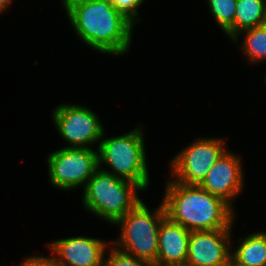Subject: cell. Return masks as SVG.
<instances>
[{"mask_svg": "<svg viewBox=\"0 0 266 266\" xmlns=\"http://www.w3.org/2000/svg\"><path fill=\"white\" fill-rule=\"evenodd\" d=\"M69 22L83 43L109 55H125L132 43L134 23L110 0H61Z\"/></svg>", "mask_w": 266, "mask_h": 266, "instance_id": "1", "label": "cell"}, {"mask_svg": "<svg viewBox=\"0 0 266 266\" xmlns=\"http://www.w3.org/2000/svg\"><path fill=\"white\" fill-rule=\"evenodd\" d=\"M163 205L166 216L192 231L232 229L235 210L218 196L199 185L168 180Z\"/></svg>", "mask_w": 266, "mask_h": 266, "instance_id": "2", "label": "cell"}, {"mask_svg": "<svg viewBox=\"0 0 266 266\" xmlns=\"http://www.w3.org/2000/svg\"><path fill=\"white\" fill-rule=\"evenodd\" d=\"M84 209L114 225L141 199L143 190L134 182L118 178L99 167L82 190Z\"/></svg>", "mask_w": 266, "mask_h": 266, "instance_id": "3", "label": "cell"}, {"mask_svg": "<svg viewBox=\"0 0 266 266\" xmlns=\"http://www.w3.org/2000/svg\"><path fill=\"white\" fill-rule=\"evenodd\" d=\"M143 127L137 128L120 136L106 138L105 131L97 145L99 167L106 168L118 178L126 179L137 184L142 190L149 186V168L147 167L146 145L144 144ZM105 138V139H104ZM145 145V146H144Z\"/></svg>", "mask_w": 266, "mask_h": 266, "instance_id": "4", "label": "cell"}, {"mask_svg": "<svg viewBox=\"0 0 266 266\" xmlns=\"http://www.w3.org/2000/svg\"><path fill=\"white\" fill-rule=\"evenodd\" d=\"M166 217L163 202L154 211L140 200L123 218L114 225L120 226L117 241H110L119 250L156 263L158 235L161 221Z\"/></svg>", "mask_w": 266, "mask_h": 266, "instance_id": "5", "label": "cell"}, {"mask_svg": "<svg viewBox=\"0 0 266 266\" xmlns=\"http://www.w3.org/2000/svg\"><path fill=\"white\" fill-rule=\"evenodd\" d=\"M49 181L62 191L85 187L99 168L98 150L62 147L46 159Z\"/></svg>", "mask_w": 266, "mask_h": 266, "instance_id": "6", "label": "cell"}, {"mask_svg": "<svg viewBox=\"0 0 266 266\" xmlns=\"http://www.w3.org/2000/svg\"><path fill=\"white\" fill-rule=\"evenodd\" d=\"M195 141V142H194ZM170 162L172 180L184 185H200L217 159L227 150L224 139L196 138Z\"/></svg>", "mask_w": 266, "mask_h": 266, "instance_id": "7", "label": "cell"}, {"mask_svg": "<svg viewBox=\"0 0 266 266\" xmlns=\"http://www.w3.org/2000/svg\"><path fill=\"white\" fill-rule=\"evenodd\" d=\"M55 128L68 148H90L100 142L104 128L98 115L89 107L59 104L52 112Z\"/></svg>", "mask_w": 266, "mask_h": 266, "instance_id": "8", "label": "cell"}, {"mask_svg": "<svg viewBox=\"0 0 266 266\" xmlns=\"http://www.w3.org/2000/svg\"><path fill=\"white\" fill-rule=\"evenodd\" d=\"M231 229L190 232L186 264L191 266H229Z\"/></svg>", "mask_w": 266, "mask_h": 266, "instance_id": "9", "label": "cell"}, {"mask_svg": "<svg viewBox=\"0 0 266 266\" xmlns=\"http://www.w3.org/2000/svg\"><path fill=\"white\" fill-rule=\"evenodd\" d=\"M243 172L240 156L226 150L210 168L199 186L210 194L220 197L233 208L232 201L244 188Z\"/></svg>", "mask_w": 266, "mask_h": 266, "instance_id": "10", "label": "cell"}, {"mask_svg": "<svg viewBox=\"0 0 266 266\" xmlns=\"http://www.w3.org/2000/svg\"><path fill=\"white\" fill-rule=\"evenodd\" d=\"M110 244L98 238L78 236L58 239L47 245L63 266H104V254Z\"/></svg>", "mask_w": 266, "mask_h": 266, "instance_id": "11", "label": "cell"}, {"mask_svg": "<svg viewBox=\"0 0 266 266\" xmlns=\"http://www.w3.org/2000/svg\"><path fill=\"white\" fill-rule=\"evenodd\" d=\"M190 231L171 221H161L158 235V256L155 266L186 264Z\"/></svg>", "mask_w": 266, "mask_h": 266, "instance_id": "12", "label": "cell"}, {"mask_svg": "<svg viewBox=\"0 0 266 266\" xmlns=\"http://www.w3.org/2000/svg\"><path fill=\"white\" fill-rule=\"evenodd\" d=\"M231 261L239 266H266V232H257L238 240Z\"/></svg>", "mask_w": 266, "mask_h": 266, "instance_id": "13", "label": "cell"}, {"mask_svg": "<svg viewBox=\"0 0 266 266\" xmlns=\"http://www.w3.org/2000/svg\"><path fill=\"white\" fill-rule=\"evenodd\" d=\"M266 0H237L234 18V37L242 30L264 25Z\"/></svg>", "mask_w": 266, "mask_h": 266, "instance_id": "14", "label": "cell"}, {"mask_svg": "<svg viewBox=\"0 0 266 266\" xmlns=\"http://www.w3.org/2000/svg\"><path fill=\"white\" fill-rule=\"evenodd\" d=\"M240 34L244 35V41L241 43L243 57L253 64L264 62L266 60V24L242 30L232 41L239 42Z\"/></svg>", "mask_w": 266, "mask_h": 266, "instance_id": "15", "label": "cell"}, {"mask_svg": "<svg viewBox=\"0 0 266 266\" xmlns=\"http://www.w3.org/2000/svg\"><path fill=\"white\" fill-rule=\"evenodd\" d=\"M209 10L223 33L234 38V18L237 0H207Z\"/></svg>", "mask_w": 266, "mask_h": 266, "instance_id": "16", "label": "cell"}, {"mask_svg": "<svg viewBox=\"0 0 266 266\" xmlns=\"http://www.w3.org/2000/svg\"><path fill=\"white\" fill-rule=\"evenodd\" d=\"M109 247L111 249H107L110 252L104 259V266H155L154 263L125 253L112 244Z\"/></svg>", "mask_w": 266, "mask_h": 266, "instance_id": "17", "label": "cell"}, {"mask_svg": "<svg viewBox=\"0 0 266 266\" xmlns=\"http://www.w3.org/2000/svg\"><path fill=\"white\" fill-rule=\"evenodd\" d=\"M113 6L123 13L134 24L140 22L137 20L138 8L145 0H110Z\"/></svg>", "mask_w": 266, "mask_h": 266, "instance_id": "18", "label": "cell"}, {"mask_svg": "<svg viewBox=\"0 0 266 266\" xmlns=\"http://www.w3.org/2000/svg\"><path fill=\"white\" fill-rule=\"evenodd\" d=\"M19 266H63L54 256H28Z\"/></svg>", "mask_w": 266, "mask_h": 266, "instance_id": "19", "label": "cell"}, {"mask_svg": "<svg viewBox=\"0 0 266 266\" xmlns=\"http://www.w3.org/2000/svg\"><path fill=\"white\" fill-rule=\"evenodd\" d=\"M12 0H0V14L10 7Z\"/></svg>", "mask_w": 266, "mask_h": 266, "instance_id": "20", "label": "cell"}, {"mask_svg": "<svg viewBox=\"0 0 266 266\" xmlns=\"http://www.w3.org/2000/svg\"><path fill=\"white\" fill-rule=\"evenodd\" d=\"M229 266H239V265H235L232 261H230Z\"/></svg>", "mask_w": 266, "mask_h": 266, "instance_id": "21", "label": "cell"}, {"mask_svg": "<svg viewBox=\"0 0 266 266\" xmlns=\"http://www.w3.org/2000/svg\"><path fill=\"white\" fill-rule=\"evenodd\" d=\"M174 266H191V265H188V264H181V265H174Z\"/></svg>", "mask_w": 266, "mask_h": 266, "instance_id": "22", "label": "cell"}]
</instances>
